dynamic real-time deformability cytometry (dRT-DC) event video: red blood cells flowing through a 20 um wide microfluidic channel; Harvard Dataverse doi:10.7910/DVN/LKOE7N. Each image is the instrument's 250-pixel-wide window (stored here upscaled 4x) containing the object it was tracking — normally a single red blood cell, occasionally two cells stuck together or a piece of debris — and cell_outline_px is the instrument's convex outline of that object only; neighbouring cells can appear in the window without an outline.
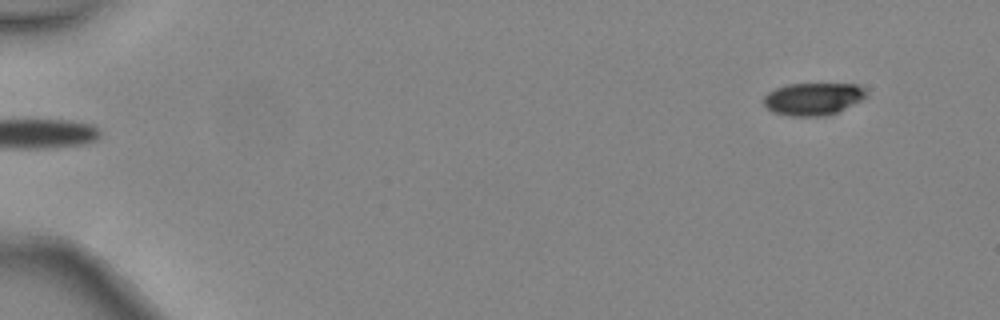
{"species": "common noctule bat (a hibernating species)", "species_latin": "Nyctalus noctula", "temperature_condition": "warm", "stored_images_in_passage": 4, "segment_of_instrument_passage": [2, 2], "camera_frame_rate_fps": 3000, "um_per_image_px": 0.085, "animal": {"sex": "female", "body_mass_g": 24.6, "forearm_length_mm": 56.2}, "frame": {"image": 1, "passage_image": 4, "time_ms": 1.0, "image_size_px": [1000, 320], "cell_outline_px": [[868, 96], [828, 116], [788, 116], [772, 112], [764, 104], [764, 96], [768, 92], [776, 88], [788, 84], [856, 84], [868, 92]], "centroid_in_image_um": [69.09, 8.41], "position_along_channel_um": 15.9, "area_um2": 19.31}}